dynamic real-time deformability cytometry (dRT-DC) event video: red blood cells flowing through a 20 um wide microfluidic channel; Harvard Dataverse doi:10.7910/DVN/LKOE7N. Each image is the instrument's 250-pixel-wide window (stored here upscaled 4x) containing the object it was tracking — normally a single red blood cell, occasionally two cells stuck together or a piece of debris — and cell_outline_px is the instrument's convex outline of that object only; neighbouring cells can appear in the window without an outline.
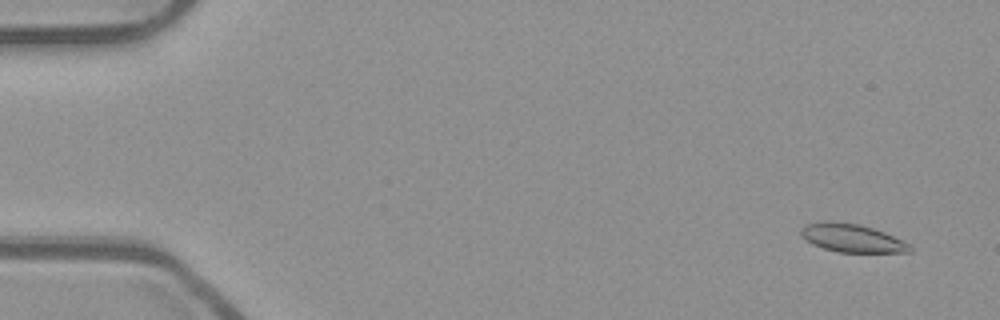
{"species": "common noctule bat (a hibernating species)", "species_latin": "Nyctalus noctula", "temperature_condition": "room temperature", "stored_images_in_passage": 55, "camera_frame_rate_fps": 3000, "um_per_image_px": 0.085, "animal": {"sex": "male", "body_mass_g": 23.1, "forearm_length_mm": 52.7}, "frame": {"image": 1, "passage_image": 4, "time_ms": 1.0, "image_size_px": [1000, 320], "cell_outline_px": [[912, 252], [840, 252], [824, 248], [812, 244], [800, 232], [800, 228], [804, 224], [824, 220], [860, 224], [884, 232], [908, 244], [912, 248]], "centroid_in_image_um": [72.38, 20.22], "position_along_channel_um": 12.6, "area_um2": 17.69}}
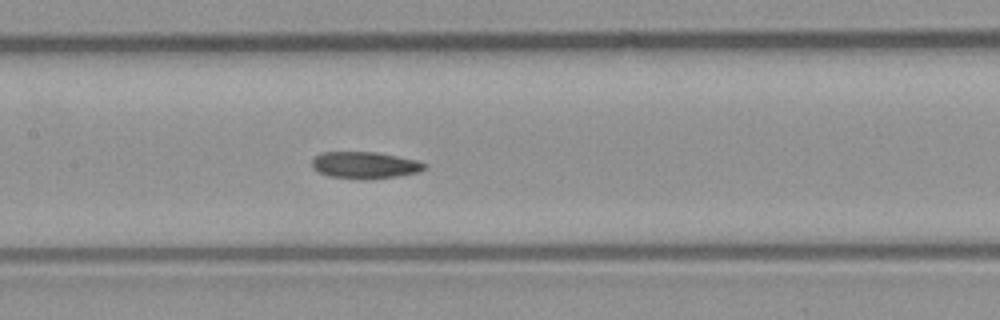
{"frame": {"image": 2, "passage_image": 27, "time_ms": 8.667, "image_size_px": [1000, 320], "cell_outline_px": [[428, 168], [420, 172], [396, 176], [364, 180], [328, 176], [312, 168], [312, 160], [320, 152], [376, 152], [416, 160], [428, 164]], "centroid_in_image_um": [31.03, 14.04], "position_along_channel_um": 176.4, "area_um2": 17.69}}
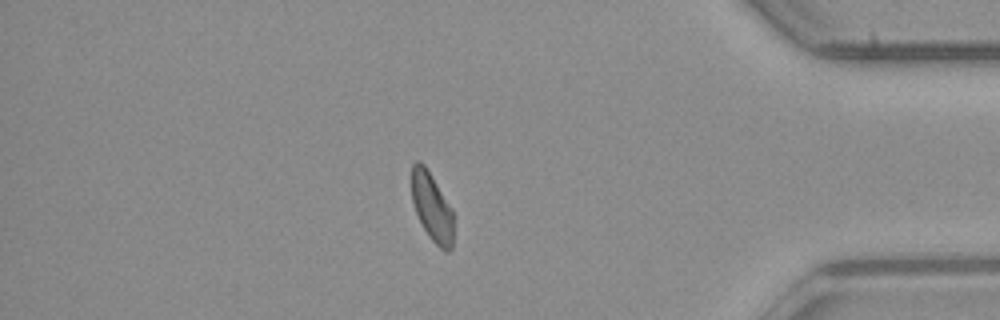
{"frame": {"image": 3, "passage_image": 47, "time_ms": 15.333, "image_size_px": [1000, 320], "cell_outline_px": [[452, 248], [448, 252], [444, 252], [428, 236], [416, 212], [412, 200], [412, 164], [416, 160], [420, 160], [424, 164], [432, 176], [452, 208]], "centroid_in_image_um": [36.71, 17.59], "position_along_channel_um": 398.5, "area_um2": 16.53}}